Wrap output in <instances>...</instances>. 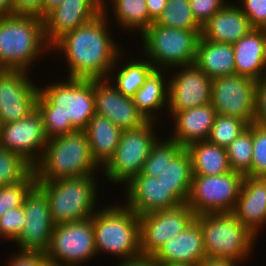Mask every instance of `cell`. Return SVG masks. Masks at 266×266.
I'll return each mask as SVG.
<instances>
[{
    "mask_svg": "<svg viewBox=\"0 0 266 266\" xmlns=\"http://www.w3.org/2000/svg\"><path fill=\"white\" fill-rule=\"evenodd\" d=\"M192 14L197 23L202 27L210 18L220 11L226 4V0H189Z\"/></svg>",
    "mask_w": 266,
    "mask_h": 266,
    "instance_id": "60d3db41",
    "label": "cell"
},
{
    "mask_svg": "<svg viewBox=\"0 0 266 266\" xmlns=\"http://www.w3.org/2000/svg\"><path fill=\"white\" fill-rule=\"evenodd\" d=\"M216 115L211 103L174 112L169 116L174 120V130H171L173 133L171 132L168 138L184 148L197 141H206Z\"/></svg>",
    "mask_w": 266,
    "mask_h": 266,
    "instance_id": "603a6c76",
    "label": "cell"
},
{
    "mask_svg": "<svg viewBox=\"0 0 266 266\" xmlns=\"http://www.w3.org/2000/svg\"><path fill=\"white\" fill-rule=\"evenodd\" d=\"M248 126L246 121L238 117L217 114L207 141L226 148Z\"/></svg>",
    "mask_w": 266,
    "mask_h": 266,
    "instance_id": "d590c367",
    "label": "cell"
},
{
    "mask_svg": "<svg viewBox=\"0 0 266 266\" xmlns=\"http://www.w3.org/2000/svg\"><path fill=\"white\" fill-rule=\"evenodd\" d=\"M239 5L228 1L202 26L201 37L212 42L233 44L248 34L253 27Z\"/></svg>",
    "mask_w": 266,
    "mask_h": 266,
    "instance_id": "d4e9b609",
    "label": "cell"
},
{
    "mask_svg": "<svg viewBox=\"0 0 266 266\" xmlns=\"http://www.w3.org/2000/svg\"><path fill=\"white\" fill-rule=\"evenodd\" d=\"M25 224L23 205L8 210L0 218V239L15 241L22 232Z\"/></svg>",
    "mask_w": 266,
    "mask_h": 266,
    "instance_id": "ab89813d",
    "label": "cell"
},
{
    "mask_svg": "<svg viewBox=\"0 0 266 266\" xmlns=\"http://www.w3.org/2000/svg\"><path fill=\"white\" fill-rule=\"evenodd\" d=\"M167 72V70L155 69L132 98L137 110L146 120L155 122L159 118L158 111L168 108L169 77L166 76Z\"/></svg>",
    "mask_w": 266,
    "mask_h": 266,
    "instance_id": "83f0119b",
    "label": "cell"
},
{
    "mask_svg": "<svg viewBox=\"0 0 266 266\" xmlns=\"http://www.w3.org/2000/svg\"><path fill=\"white\" fill-rule=\"evenodd\" d=\"M232 45L235 74L254 81L266 76V29L253 28Z\"/></svg>",
    "mask_w": 266,
    "mask_h": 266,
    "instance_id": "cb8c5ba5",
    "label": "cell"
},
{
    "mask_svg": "<svg viewBox=\"0 0 266 266\" xmlns=\"http://www.w3.org/2000/svg\"><path fill=\"white\" fill-rule=\"evenodd\" d=\"M50 50L42 18L15 14L0 16V69L29 72L33 62L40 61L39 56Z\"/></svg>",
    "mask_w": 266,
    "mask_h": 266,
    "instance_id": "3957f363",
    "label": "cell"
},
{
    "mask_svg": "<svg viewBox=\"0 0 266 266\" xmlns=\"http://www.w3.org/2000/svg\"><path fill=\"white\" fill-rule=\"evenodd\" d=\"M195 216L187 203L140 216L142 256L153 257L167 241L183 231Z\"/></svg>",
    "mask_w": 266,
    "mask_h": 266,
    "instance_id": "4fadbf2b",
    "label": "cell"
},
{
    "mask_svg": "<svg viewBox=\"0 0 266 266\" xmlns=\"http://www.w3.org/2000/svg\"><path fill=\"white\" fill-rule=\"evenodd\" d=\"M256 81L237 74L212 80L211 104L217 114L254 123Z\"/></svg>",
    "mask_w": 266,
    "mask_h": 266,
    "instance_id": "7c38bea8",
    "label": "cell"
},
{
    "mask_svg": "<svg viewBox=\"0 0 266 266\" xmlns=\"http://www.w3.org/2000/svg\"><path fill=\"white\" fill-rule=\"evenodd\" d=\"M29 73L0 69V124L20 121L37 108L40 91Z\"/></svg>",
    "mask_w": 266,
    "mask_h": 266,
    "instance_id": "5bb4252c",
    "label": "cell"
},
{
    "mask_svg": "<svg viewBox=\"0 0 266 266\" xmlns=\"http://www.w3.org/2000/svg\"><path fill=\"white\" fill-rule=\"evenodd\" d=\"M152 146L147 160L144 162L142 172L138 175L158 177L159 172L170 163L173 158L184 148L170 138H161Z\"/></svg>",
    "mask_w": 266,
    "mask_h": 266,
    "instance_id": "e575fe53",
    "label": "cell"
},
{
    "mask_svg": "<svg viewBox=\"0 0 266 266\" xmlns=\"http://www.w3.org/2000/svg\"><path fill=\"white\" fill-rule=\"evenodd\" d=\"M125 186V205L138 216L183 203L158 177L137 175Z\"/></svg>",
    "mask_w": 266,
    "mask_h": 266,
    "instance_id": "ac0fdd59",
    "label": "cell"
},
{
    "mask_svg": "<svg viewBox=\"0 0 266 266\" xmlns=\"http://www.w3.org/2000/svg\"><path fill=\"white\" fill-rule=\"evenodd\" d=\"M47 142L38 108L20 121L0 124V147L19 154L32 166L41 158Z\"/></svg>",
    "mask_w": 266,
    "mask_h": 266,
    "instance_id": "2e32d148",
    "label": "cell"
},
{
    "mask_svg": "<svg viewBox=\"0 0 266 266\" xmlns=\"http://www.w3.org/2000/svg\"><path fill=\"white\" fill-rule=\"evenodd\" d=\"M107 1H109L107 5H112V14L119 27L131 32L137 30L140 35L149 27V14L146 0ZM101 3L102 5H106V0H101Z\"/></svg>",
    "mask_w": 266,
    "mask_h": 266,
    "instance_id": "1f68e13d",
    "label": "cell"
},
{
    "mask_svg": "<svg viewBox=\"0 0 266 266\" xmlns=\"http://www.w3.org/2000/svg\"><path fill=\"white\" fill-rule=\"evenodd\" d=\"M154 23L168 28L202 30L192 14L189 0H167L166 7Z\"/></svg>",
    "mask_w": 266,
    "mask_h": 266,
    "instance_id": "836d02e7",
    "label": "cell"
},
{
    "mask_svg": "<svg viewBox=\"0 0 266 266\" xmlns=\"http://www.w3.org/2000/svg\"><path fill=\"white\" fill-rule=\"evenodd\" d=\"M84 132L91 155L102 168L115 153L122 130L107 117L95 113Z\"/></svg>",
    "mask_w": 266,
    "mask_h": 266,
    "instance_id": "4316f807",
    "label": "cell"
},
{
    "mask_svg": "<svg viewBox=\"0 0 266 266\" xmlns=\"http://www.w3.org/2000/svg\"><path fill=\"white\" fill-rule=\"evenodd\" d=\"M236 218L254 235L266 224V179L244 176L235 208ZM264 225V227H263Z\"/></svg>",
    "mask_w": 266,
    "mask_h": 266,
    "instance_id": "44dd1931",
    "label": "cell"
},
{
    "mask_svg": "<svg viewBox=\"0 0 266 266\" xmlns=\"http://www.w3.org/2000/svg\"><path fill=\"white\" fill-rule=\"evenodd\" d=\"M123 52L126 51H122L118 55L114 65L110 69L107 79L111 81V83H113L112 85L125 97L133 98L155 68L148 59L142 60L139 58L137 60L132 58L130 61L124 62V65L120 67V62L124 61L121 59V56H124Z\"/></svg>",
    "mask_w": 266,
    "mask_h": 266,
    "instance_id": "f1b7e54d",
    "label": "cell"
},
{
    "mask_svg": "<svg viewBox=\"0 0 266 266\" xmlns=\"http://www.w3.org/2000/svg\"><path fill=\"white\" fill-rule=\"evenodd\" d=\"M158 178L183 202L189 197L192 182L191 157L183 148L170 163L159 172Z\"/></svg>",
    "mask_w": 266,
    "mask_h": 266,
    "instance_id": "4dcf8cb0",
    "label": "cell"
},
{
    "mask_svg": "<svg viewBox=\"0 0 266 266\" xmlns=\"http://www.w3.org/2000/svg\"><path fill=\"white\" fill-rule=\"evenodd\" d=\"M226 151L232 171L241 173L243 176H251L252 123L226 147Z\"/></svg>",
    "mask_w": 266,
    "mask_h": 266,
    "instance_id": "d6a6232c",
    "label": "cell"
},
{
    "mask_svg": "<svg viewBox=\"0 0 266 266\" xmlns=\"http://www.w3.org/2000/svg\"><path fill=\"white\" fill-rule=\"evenodd\" d=\"M32 171L33 166L22 156L0 147V185L20 182Z\"/></svg>",
    "mask_w": 266,
    "mask_h": 266,
    "instance_id": "8d00e7d4",
    "label": "cell"
},
{
    "mask_svg": "<svg viewBox=\"0 0 266 266\" xmlns=\"http://www.w3.org/2000/svg\"><path fill=\"white\" fill-rule=\"evenodd\" d=\"M194 64L211 79L235 74L233 45L200 37Z\"/></svg>",
    "mask_w": 266,
    "mask_h": 266,
    "instance_id": "484cf974",
    "label": "cell"
},
{
    "mask_svg": "<svg viewBox=\"0 0 266 266\" xmlns=\"http://www.w3.org/2000/svg\"><path fill=\"white\" fill-rule=\"evenodd\" d=\"M195 220L203 232L206 257L243 263L244 259L246 261L254 251L257 236L232 212L201 214L195 216Z\"/></svg>",
    "mask_w": 266,
    "mask_h": 266,
    "instance_id": "52a82bcc",
    "label": "cell"
},
{
    "mask_svg": "<svg viewBox=\"0 0 266 266\" xmlns=\"http://www.w3.org/2000/svg\"><path fill=\"white\" fill-rule=\"evenodd\" d=\"M103 12L101 0H63L43 18L45 38L52 46L59 38Z\"/></svg>",
    "mask_w": 266,
    "mask_h": 266,
    "instance_id": "d6986e66",
    "label": "cell"
},
{
    "mask_svg": "<svg viewBox=\"0 0 266 266\" xmlns=\"http://www.w3.org/2000/svg\"><path fill=\"white\" fill-rule=\"evenodd\" d=\"M13 0H0V16L12 14Z\"/></svg>",
    "mask_w": 266,
    "mask_h": 266,
    "instance_id": "f907efd6",
    "label": "cell"
},
{
    "mask_svg": "<svg viewBox=\"0 0 266 266\" xmlns=\"http://www.w3.org/2000/svg\"><path fill=\"white\" fill-rule=\"evenodd\" d=\"M253 159L251 177H266V126L252 123Z\"/></svg>",
    "mask_w": 266,
    "mask_h": 266,
    "instance_id": "f35d334b",
    "label": "cell"
},
{
    "mask_svg": "<svg viewBox=\"0 0 266 266\" xmlns=\"http://www.w3.org/2000/svg\"><path fill=\"white\" fill-rule=\"evenodd\" d=\"M97 175L36 181V186L46 195L55 224L71 223L91 218L99 209ZM97 198V199H96Z\"/></svg>",
    "mask_w": 266,
    "mask_h": 266,
    "instance_id": "8992f818",
    "label": "cell"
},
{
    "mask_svg": "<svg viewBox=\"0 0 266 266\" xmlns=\"http://www.w3.org/2000/svg\"><path fill=\"white\" fill-rule=\"evenodd\" d=\"M95 113L110 119L121 130L138 128L147 120L132 98L125 97L108 79L94 80Z\"/></svg>",
    "mask_w": 266,
    "mask_h": 266,
    "instance_id": "ffe728a7",
    "label": "cell"
},
{
    "mask_svg": "<svg viewBox=\"0 0 266 266\" xmlns=\"http://www.w3.org/2000/svg\"><path fill=\"white\" fill-rule=\"evenodd\" d=\"M244 15L253 28L266 29V0H241Z\"/></svg>",
    "mask_w": 266,
    "mask_h": 266,
    "instance_id": "b9f144b4",
    "label": "cell"
},
{
    "mask_svg": "<svg viewBox=\"0 0 266 266\" xmlns=\"http://www.w3.org/2000/svg\"><path fill=\"white\" fill-rule=\"evenodd\" d=\"M44 0H13L12 14L32 15L43 19Z\"/></svg>",
    "mask_w": 266,
    "mask_h": 266,
    "instance_id": "ee69618b",
    "label": "cell"
},
{
    "mask_svg": "<svg viewBox=\"0 0 266 266\" xmlns=\"http://www.w3.org/2000/svg\"><path fill=\"white\" fill-rule=\"evenodd\" d=\"M156 123L147 120L138 128L122 130L115 153L101 168L107 181L126 185L142 172L152 146L159 140L154 130Z\"/></svg>",
    "mask_w": 266,
    "mask_h": 266,
    "instance_id": "9c48e42d",
    "label": "cell"
},
{
    "mask_svg": "<svg viewBox=\"0 0 266 266\" xmlns=\"http://www.w3.org/2000/svg\"><path fill=\"white\" fill-rule=\"evenodd\" d=\"M140 36L144 57L155 69L171 73L174 67L195 63L201 30L168 28L153 22Z\"/></svg>",
    "mask_w": 266,
    "mask_h": 266,
    "instance_id": "ba28073f",
    "label": "cell"
},
{
    "mask_svg": "<svg viewBox=\"0 0 266 266\" xmlns=\"http://www.w3.org/2000/svg\"><path fill=\"white\" fill-rule=\"evenodd\" d=\"M35 185L34 171L20 182L0 185V218L8 210L22 206L24 198Z\"/></svg>",
    "mask_w": 266,
    "mask_h": 266,
    "instance_id": "74e56055",
    "label": "cell"
},
{
    "mask_svg": "<svg viewBox=\"0 0 266 266\" xmlns=\"http://www.w3.org/2000/svg\"><path fill=\"white\" fill-rule=\"evenodd\" d=\"M97 17L63 35L52 46V52L66 57L68 77L72 79H107L116 58L123 51L109 31L107 5Z\"/></svg>",
    "mask_w": 266,
    "mask_h": 266,
    "instance_id": "6da1fadb",
    "label": "cell"
},
{
    "mask_svg": "<svg viewBox=\"0 0 266 266\" xmlns=\"http://www.w3.org/2000/svg\"><path fill=\"white\" fill-rule=\"evenodd\" d=\"M240 262L230 259L206 257L198 266H240Z\"/></svg>",
    "mask_w": 266,
    "mask_h": 266,
    "instance_id": "c3c4849f",
    "label": "cell"
},
{
    "mask_svg": "<svg viewBox=\"0 0 266 266\" xmlns=\"http://www.w3.org/2000/svg\"><path fill=\"white\" fill-rule=\"evenodd\" d=\"M25 224L14 241L18 251L43 252L48 250L55 223L52 221L46 195L35 185L23 201Z\"/></svg>",
    "mask_w": 266,
    "mask_h": 266,
    "instance_id": "9a60e30c",
    "label": "cell"
},
{
    "mask_svg": "<svg viewBox=\"0 0 266 266\" xmlns=\"http://www.w3.org/2000/svg\"><path fill=\"white\" fill-rule=\"evenodd\" d=\"M166 4L167 0H146L149 14V26L159 18Z\"/></svg>",
    "mask_w": 266,
    "mask_h": 266,
    "instance_id": "bcb514c9",
    "label": "cell"
},
{
    "mask_svg": "<svg viewBox=\"0 0 266 266\" xmlns=\"http://www.w3.org/2000/svg\"><path fill=\"white\" fill-rule=\"evenodd\" d=\"M174 68L177 72L171 75L168 83V116L177 111L211 103L213 79L195 64Z\"/></svg>",
    "mask_w": 266,
    "mask_h": 266,
    "instance_id": "e0dca14e",
    "label": "cell"
},
{
    "mask_svg": "<svg viewBox=\"0 0 266 266\" xmlns=\"http://www.w3.org/2000/svg\"><path fill=\"white\" fill-rule=\"evenodd\" d=\"M10 258L7 263L8 266H41L47 259L43 252L30 251H17V253Z\"/></svg>",
    "mask_w": 266,
    "mask_h": 266,
    "instance_id": "f6af8a7d",
    "label": "cell"
},
{
    "mask_svg": "<svg viewBox=\"0 0 266 266\" xmlns=\"http://www.w3.org/2000/svg\"><path fill=\"white\" fill-rule=\"evenodd\" d=\"M243 175L230 171L222 175H192L187 205L196 216L233 212Z\"/></svg>",
    "mask_w": 266,
    "mask_h": 266,
    "instance_id": "30bf717a",
    "label": "cell"
},
{
    "mask_svg": "<svg viewBox=\"0 0 266 266\" xmlns=\"http://www.w3.org/2000/svg\"><path fill=\"white\" fill-rule=\"evenodd\" d=\"M254 123L266 126V76L256 81Z\"/></svg>",
    "mask_w": 266,
    "mask_h": 266,
    "instance_id": "7bdbcfd3",
    "label": "cell"
},
{
    "mask_svg": "<svg viewBox=\"0 0 266 266\" xmlns=\"http://www.w3.org/2000/svg\"><path fill=\"white\" fill-rule=\"evenodd\" d=\"M160 266H193V265L181 264V263H165V264H160Z\"/></svg>",
    "mask_w": 266,
    "mask_h": 266,
    "instance_id": "f5cc1de1",
    "label": "cell"
},
{
    "mask_svg": "<svg viewBox=\"0 0 266 266\" xmlns=\"http://www.w3.org/2000/svg\"><path fill=\"white\" fill-rule=\"evenodd\" d=\"M52 83L39 87L37 100L47 138L84 130L95 115L94 80L66 78Z\"/></svg>",
    "mask_w": 266,
    "mask_h": 266,
    "instance_id": "7a4b0ae2",
    "label": "cell"
},
{
    "mask_svg": "<svg viewBox=\"0 0 266 266\" xmlns=\"http://www.w3.org/2000/svg\"><path fill=\"white\" fill-rule=\"evenodd\" d=\"M46 258L62 266H81L96 255L92 219L55 224Z\"/></svg>",
    "mask_w": 266,
    "mask_h": 266,
    "instance_id": "8fae6325",
    "label": "cell"
},
{
    "mask_svg": "<svg viewBox=\"0 0 266 266\" xmlns=\"http://www.w3.org/2000/svg\"><path fill=\"white\" fill-rule=\"evenodd\" d=\"M41 266H62L61 264L57 263V262H53V261H50L48 259H46L42 264Z\"/></svg>",
    "mask_w": 266,
    "mask_h": 266,
    "instance_id": "816d5d0a",
    "label": "cell"
},
{
    "mask_svg": "<svg viewBox=\"0 0 266 266\" xmlns=\"http://www.w3.org/2000/svg\"><path fill=\"white\" fill-rule=\"evenodd\" d=\"M100 168L91 155L84 130H75L48 139L33 171L36 181H52L93 175Z\"/></svg>",
    "mask_w": 266,
    "mask_h": 266,
    "instance_id": "277c9868",
    "label": "cell"
},
{
    "mask_svg": "<svg viewBox=\"0 0 266 266\" xmlns=\"http://www.w3.org/2000/svg\"><path fill=\"white\" fill-rule=\"evenodd\" d=\"M117 266H160V264L152 256H140L121 261Z\"/></svg>",
    "mask_w": 266,
    "mask_h": 266,
    "instance_id": "7dc6e473",
    "label": "cell"
},
{
    "mask_svg": "<svg viewBox=\"0 0 266 266\" xmlns=\"http://www.w3.org/2000/svg\"><path fill=\"white\" fill-rule=\"evenodd\" d=\"M203 232L194 219L183 231L167 241L153 256L159 264L181 263L198 266L205 258Z\"/></svg>",
    "mask_w": 266,
    "mask_h": 266,
    "instance_id": "7402d4cb",
    "label": "cell"
},
{
    "mask_svg": "<svg viewBox=\"0 0 266 266\" xmlns=\"http://www.w3.org/2000/svg\"><path fill=\"white\" fill-rule=\"evenodd\" d=\"M123 205H107L91 217L97 254L109 253L122 261L142 256L140 216Z\"/></svg>",
    "mask_w": 266,
    "mask_h": 266,
    "instance_id": "5b68a950",
    "label": "cell"
},
{
    "mask_svg": "<svg viewBox=\"0 0 266 266\" xmlns=\"http://www.w3.org/2000/svg\"><path fill=\"white\" fill-rule=\"evenodd\" d=\"M186 149L191 157L192 175H222L232 171L226 148L206 141L189 144Z\"/></svg>",
    "mask_w": 266,
    "mask_h": 266,
    "instance_id": "f546056e",
    "label": "cell"
},
{
    "mask_svg": "<svg viewBox=\"0 0 266 266\" xmlns=\"http://www.w3.org/2000/svg\"><path fill=\"white\" fill-rule=\"evenodd\" d=\"M63 0H44L43 1V18L50 13L52 10H54L56 7H58Z\"/></svg>",
    "mask_w": 266,
    "mask_h": 266,
    "instance_id": "681fc988",
    "label": "cell"
}]
</instances>
